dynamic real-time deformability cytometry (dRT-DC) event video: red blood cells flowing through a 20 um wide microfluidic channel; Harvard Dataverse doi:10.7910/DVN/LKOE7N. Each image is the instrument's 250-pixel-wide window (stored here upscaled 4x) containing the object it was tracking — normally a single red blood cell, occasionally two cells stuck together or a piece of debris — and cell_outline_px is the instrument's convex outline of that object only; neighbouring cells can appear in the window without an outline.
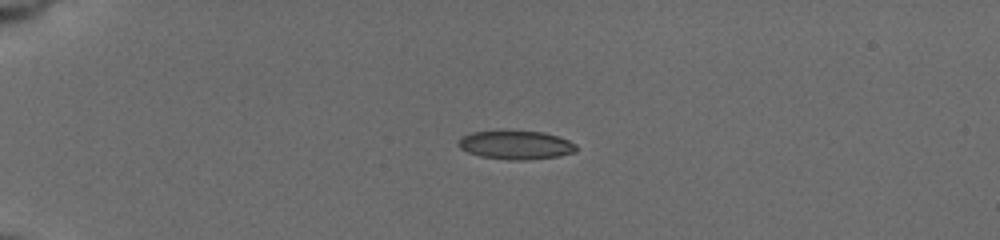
{"species": "common noctule bat (a hibernating species)", "species_latin": "Nyctalus noctula", "temperature_condition": "cold", "stored_images_in_passage": 42, "camera_frame_rate_fps": 3000, "um_per_image_px": 0.085, "animal": {"sex": "female", "body_mass_g": 19.5, "forearm_length_mm": 54.1}, "frame": {"image": 1, "passage_image": 1, "time_ms": 0.0, "image_size_px": [1000, 240], "cell_outline_px": [[576, 152], [560, 156], [524, 160], [508, 160], [480, 156], [468, 152], [460, 148], [456, 144], [460, 136], [472, 132], [500, 128], [544, 132], [560, 136], [576, 144]], "centroid_in_image_um": [43.8, 12.28], "position_along_channel_um": 41.2, "area_um2": 20.63}}
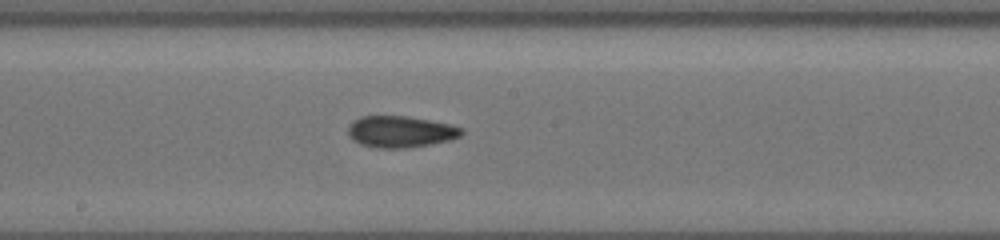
{"frame": {"image": 2, "passage_image": 19, "time_ms": 6.0, "image_size_px": [1000, 240], "cell_outline_px": [[464, 132], [460, 136], [452, 140], [408, 148], [376, 148], [360, 144], [352, 140], [348, 136], [348, 124], [360, 116], [408, 116], [448, 124], [464, 128]], "centroid_in_image_um": [34.02, 11.2], "position_along_channel_um": 214.2, "area_um2": 21.04}}
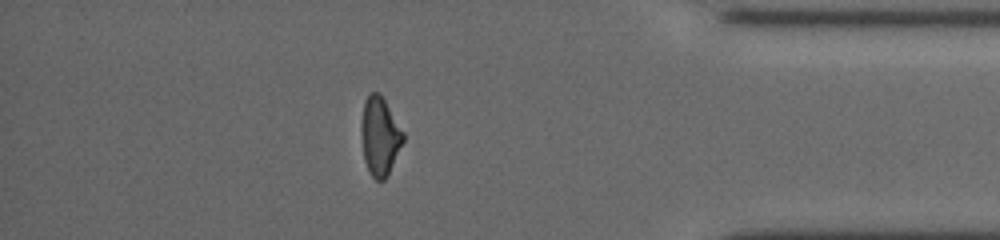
{"frame": {"image": 3, "passage_image": 36, "time_ms": 11.667, "image_size_px": [1000, 240], "cell_outline_px": [[404, 140], [388, 176], [384, 180], [376, 180], [372, 176], [364, 160], [360, 132], [360, 124], [364, 100], [372, 92], [380, 92], [404, 132]], "centroid_in_image_um": [32.28, 11.56], "position_along_channel_um": 402.9, "area_um2": 19.36}, "authors_computed_cell_mechanics": {"area_um2": 19.8832, "velocity_mm_per_s": 3.7662, "shape_relaxation_time_tau1_ms": 5.5835, "shape_relaxation_time_tau2_ms": 2.5709, "deformation_change_tau1": 0.1584, "deformation_change_tau2": 0.09}}